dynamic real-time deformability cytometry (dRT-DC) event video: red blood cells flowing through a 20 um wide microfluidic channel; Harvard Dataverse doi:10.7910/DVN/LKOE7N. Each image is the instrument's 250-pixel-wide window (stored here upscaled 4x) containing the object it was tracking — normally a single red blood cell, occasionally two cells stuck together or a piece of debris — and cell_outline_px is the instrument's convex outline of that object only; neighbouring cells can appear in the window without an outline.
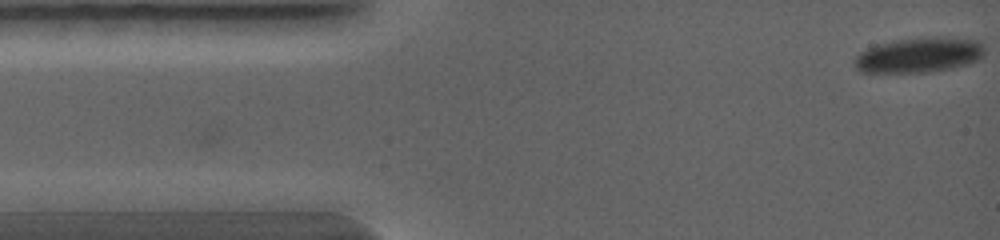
{"species": "common noctule bat (a hibernating species)", "species_latin": "Nyctalus noctula", "temperature_condition": "warm", "stored_images_in_passage": 31, "camera_frame_rate_fps": 5000, "um_per_image_px": 0.085, "animal": {"sex": "female", "body_mass_g": 19.0, "forearm_length_mm": 56.7}, "frame": {"image": 1, "passage_image": 1, "time_ms": 0.0, "image_size_px": [1000, 240], "cell_outline_px": [[984, 52], [980, 60], [968, 64], [952, 68], [928, 72], [860, 72], [856, 68], [852, 60], [860, 52], [868, 48], [892, 40], [928, 36], [940, 36], [980, 40], [984, 48]], "centroid_in_image_um": [78.15, 4.66], "position_along_channel_um": 6.9, "area_um2": 26.99}}
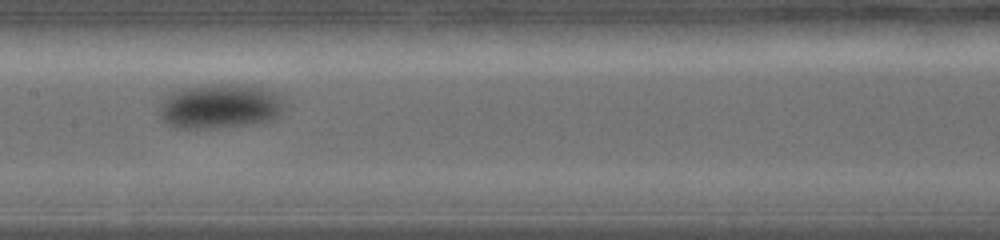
{"frame": {"image": 2, "passage_image": 14, "time_ms": 4.4, "image_size_px": [1000, 240], "cell_outline_px": [[280, 116], [268, 120], [244, 124], [216, 128], [172, 128], [160, 116], [160, 104], [172, 92], [184, 88], [216, 84], [236, 84], [260, 88], [272, 92], [280, 96]], "centroid_in_image_um": [18.62, 9.04], "position_along_channel_um": 188.8, "area_um2": 31.67}}
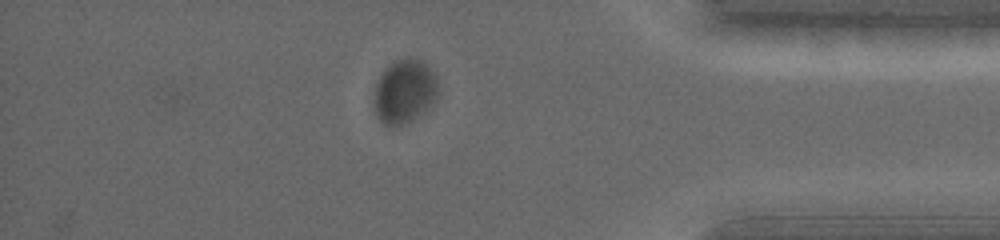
{"frame": {"image": 3, "passage_image": 25, "time_ms": 8.2, "image_size_px": [1000, 240], "cell_outline_px": [[436, 100], [416, 120], [396, 128], [392, 128], [384, 124], [376, 116], [372, 108], [372, 100], [376, 84], [384, 68], [396, 60], [408, 56], [412, 56], [420, 60], [436, 76]], "centroid_in_image_um": [34.33, 7.83], "position_along_channel_um": 400.9, "area_um2": 24.51}}